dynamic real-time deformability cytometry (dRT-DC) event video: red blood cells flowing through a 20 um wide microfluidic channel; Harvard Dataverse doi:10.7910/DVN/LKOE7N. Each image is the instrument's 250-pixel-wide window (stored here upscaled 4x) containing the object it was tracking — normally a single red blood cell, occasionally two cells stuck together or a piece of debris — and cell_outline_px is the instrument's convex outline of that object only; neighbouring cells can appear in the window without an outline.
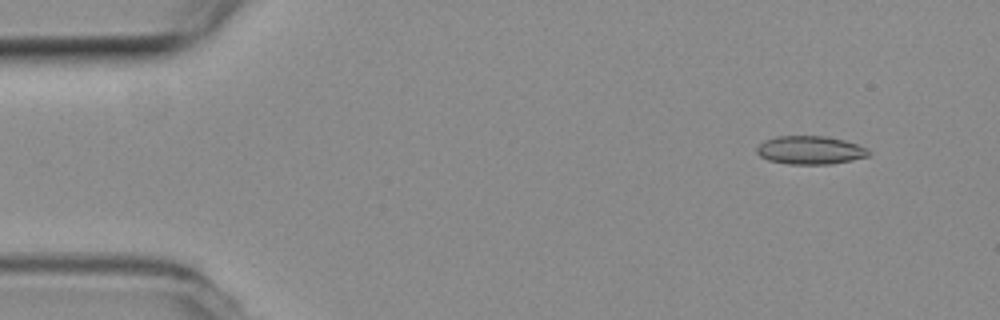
{"species": "common noctule bat (a hibernating species)", "species_latin": "Nyctalus noctula", "temperature_condition": "room temperature", "stored_images_in_passage": 5, "camera_frame_rate_fps": 3000, "um_per_image_px": 0.085, "animal": {"sex": "female", "body_mass_g": 19.3, "forearm_length_mm": 54.1}, "frame": {"image": 1, "passage_image": 2, "time_ms": 0.333, "image_size_px": [1000, 320], "cell_outline_px": [[872, 152], [868, 156], [852, 160], [832, 164], [788, 164], [768, 160], [760, 156], [756, 152], [756, 148], [764, 140], [776, 136], [824, 136], [844, 140], [868, 148]], "centroid_in_image_um": [68.87, 12.76], "position_along_channel_um": 16.1, "area_um2": 18.55}}
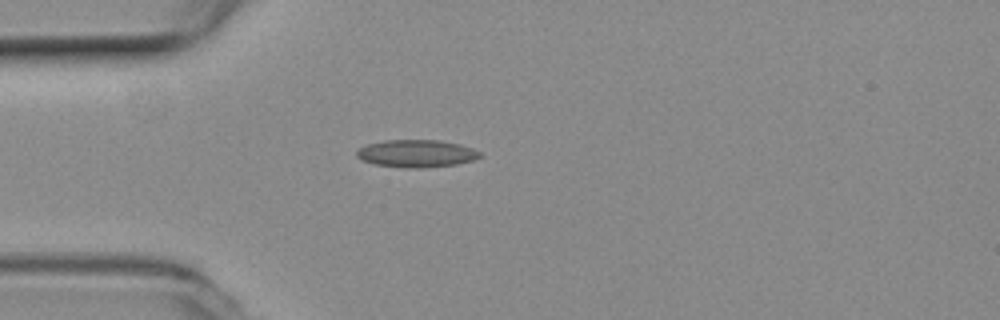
{"frame": {"image": 2, "passage_image": 5, "time_ms": 1.333, "image_size_px": [1000, 320], "cell_outline_px": [[480, 156], [472, 160], [456, 164], [420, 168], [404, 168], [376, 164], [360, 160], [356, 156], [356, 152], [360, 148], [368, 144], [384, 140], [440, 140], [460, 144], [472, 148], [480, 152]], "centroid_in_image_um": [35.37, 13.04], "position_along_channel_um": 49.6, "area_um2": 19.65}}